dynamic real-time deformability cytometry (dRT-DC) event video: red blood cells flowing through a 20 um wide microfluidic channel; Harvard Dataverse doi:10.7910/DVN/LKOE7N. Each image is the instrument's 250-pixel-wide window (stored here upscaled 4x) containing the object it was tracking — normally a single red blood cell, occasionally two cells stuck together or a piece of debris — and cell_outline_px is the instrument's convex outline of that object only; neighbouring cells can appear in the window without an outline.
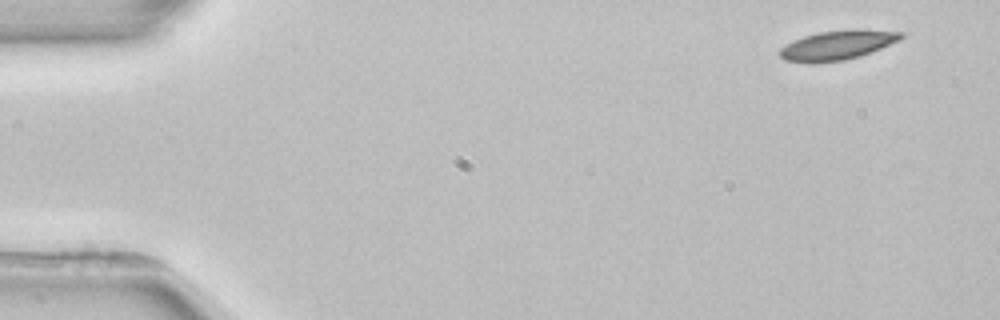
{"species": "common noctule bat (a hibernating species)", "species_latin": "Nyctalus noctula", "temperature_condition": "room temperature", "stored_images_in_passage": 4, "camera_frame_rate_fps": 3000, "um_per_image_px": 0.085, "animal": {"sex": "female", "body_mass_g": 22.7, "forearm_length_mm": 54.2}, "frame": {"image": 1, "passage_image": 1, "time_ms": 0.0, "image_size_px": [1000, 320], "cell_outline_px": [[904, 36], [900, 40], [860, 56], [844, 60], [812, 64], [808, 64], [784, 60], [780, 56], [780, 48], [792, 40], [804, 36], [820, 32], [852, 28], [856, 28], [904, 32]], "centroid_in_image_um": [71.17, 3.83], "position_along_channel_um": 13.8, "area_um2": 21.1}}
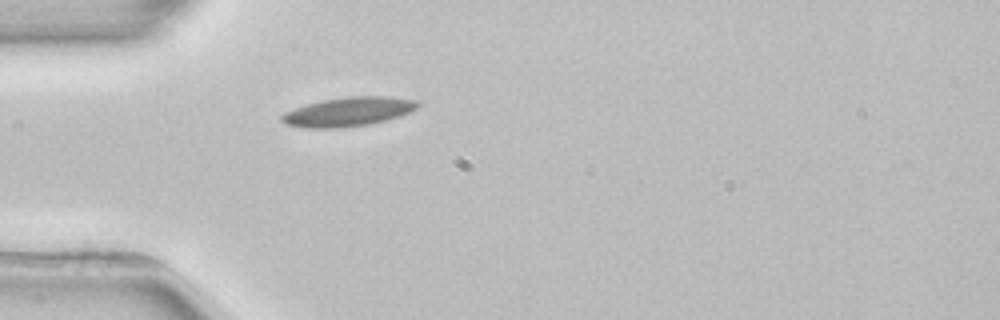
{"frame": {"image": 2, "passage_image": 4, "time_ms": 4.0, "image_size_px": [1000, 320], "cell_outline_px": [[420, 104], [416, 108], [400, 116], [368, 124], [340, 128], [304, 128], [284, 124], [280, 120], [280, 116], [284, 112], [308, 104], [324, 100], [348, 96], [388, 96], [416, 100]], "centroid_in_image_um": [29.57, 9.5], "position_along_channel_um": 55.4, "area_um2": 22.95}}